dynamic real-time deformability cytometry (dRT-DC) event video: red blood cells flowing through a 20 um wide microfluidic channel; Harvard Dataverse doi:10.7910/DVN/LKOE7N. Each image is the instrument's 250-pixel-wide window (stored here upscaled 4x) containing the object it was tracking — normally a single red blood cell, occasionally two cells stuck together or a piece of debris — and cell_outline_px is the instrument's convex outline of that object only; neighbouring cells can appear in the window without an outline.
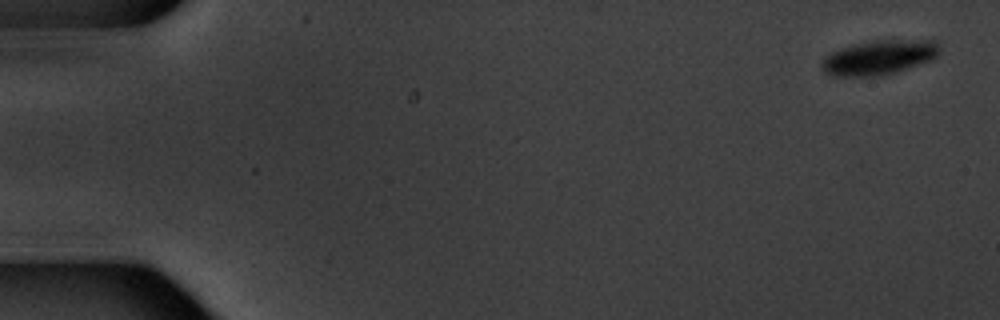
{"species": "common noctule bat (a hibernating species)", "species_latin": "Nyctalus noctula", "temperature_condition": "warm", "stored_images_in_passage": 5, "camera_frame_rate_fps": 3000, "um_per_image_px": 0.085, "animal": {"sex": "male", "body_mass_g": 20.1, "forearm_length_mm": 53.5}, "frame": {"image": 1, "passage_image": 1, "time_ms": 0.0, "image_size_px": [1000, 320], "cell_outline_px": [[940, 52], [932, 60], [896, 72], [880, 76], [832, 76], [824, 72], [820, 68], [820, 64], [832, 52], [856, 44], [876, 40], [936, 40], [940, 48]], "centroid_in_image_um": [74.75, 4.89], "position_along_channel_um": 10.2, "area_um2": 23.58}}
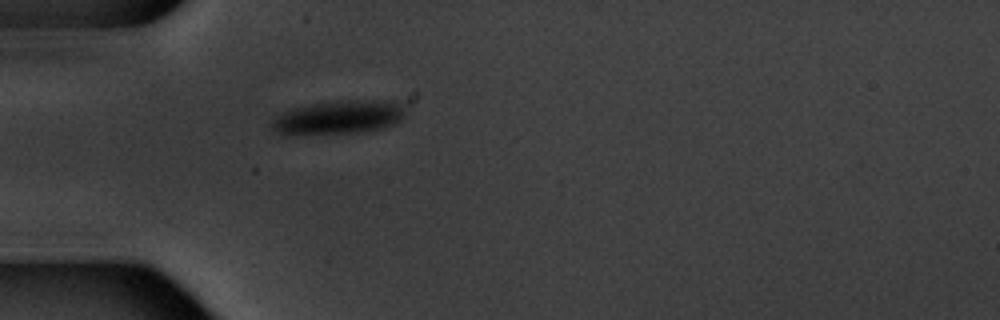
{"frame": {"image": 2, "passage_image": 5, "time_ms": 5.333, "image_size_px": [1000, 320], "cell_outline_px": [[408, 100], [404, 116], [392, 124], [384, 128], [356, 132], [288, 136], [280, 136], [268, 124], [276, 116], [292, 108], [312, 104], [340, 100]], "centroid_in_image_um": [28.8, 9.97], "position_along_channel_um": 56.2, "area_um2": 27.11}}